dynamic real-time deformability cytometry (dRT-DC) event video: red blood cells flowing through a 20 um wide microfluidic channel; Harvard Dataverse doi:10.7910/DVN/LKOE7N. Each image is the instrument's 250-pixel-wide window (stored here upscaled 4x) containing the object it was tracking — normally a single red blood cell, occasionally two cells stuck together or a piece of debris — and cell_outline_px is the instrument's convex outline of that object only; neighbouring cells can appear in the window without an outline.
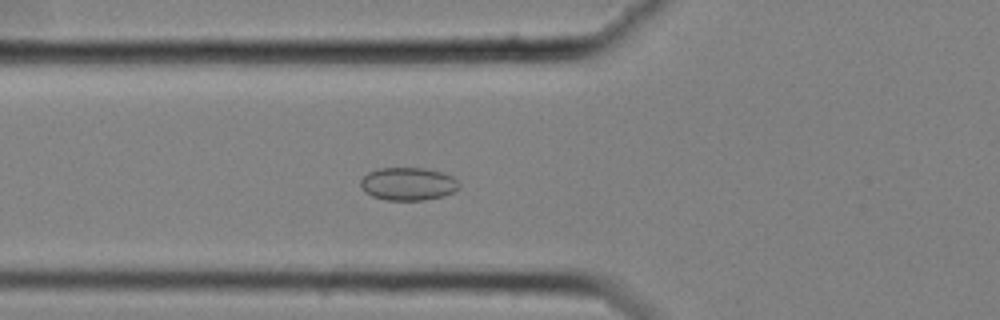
{"species": "common noctule bat (a hibernating species)", "species_latin": "Nyctalus noctula", "temperature_condition": "cold", "stored_images_in_passage": 58, "camera_frame_rate_fps": 3000, "um_per_image_px": 0.085, "animal": {"sex": "female", "body_mass_g": 25.1}, "frame": {"image": 1, "passage_image": 22, "time_ms": 7.0, "image_size_px": [1000, 320], "cell_outline_px": [[460, 188], [452, 192], [440, 196], [424, 200], [384, 200], [372, 196], [364, 192], [360, 184], [360, 180], [368, 172], [380, 168], [424, 168], [440, 172], [452, 176], [460, 184]], "centroid_in_image_um": [34.66, 15.63], "position_along_channel_um": 91.1, "area_um2": 18.84}}
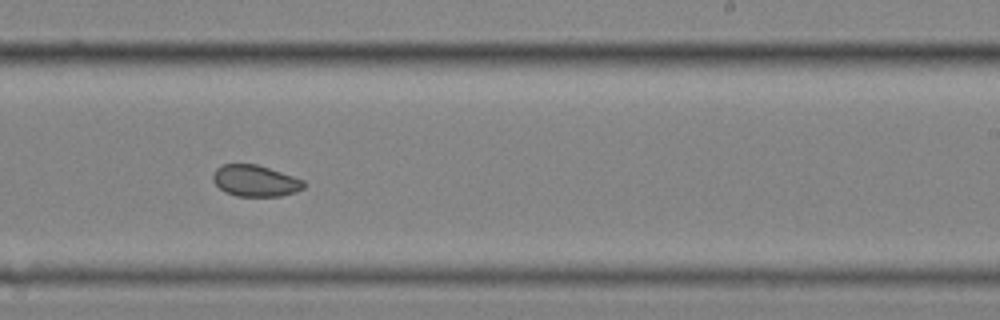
{"frame": {"image": 2, "passage_image": 37, "time_ms": 12.0, "image_size_px": [1000, 320], "cell_outline_px": [[308, 184], [304, 188], [296, 192], [280, 196], [236, 196], [224, 192], [212, 180], [212, 176], [216, 168], [224, 164], [256, 164], [304, 180]], "centroid_in_image_um": [21.7, 15.38], "position_along_channel_um": 267.3, "area_um2": 16.65}}
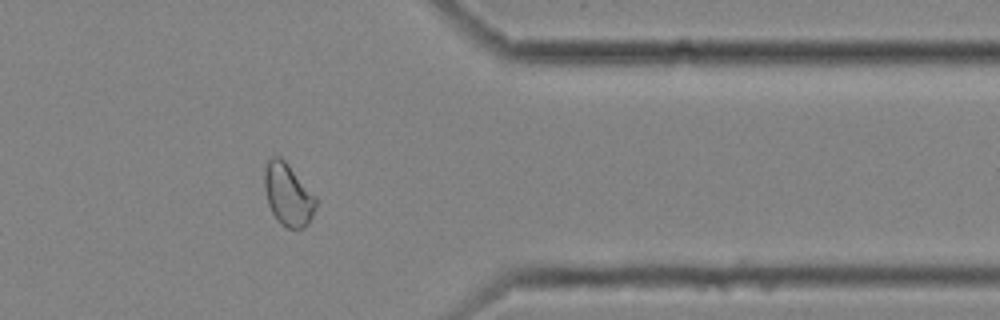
{"frame": {"image": 3, "passage_image": 48, "time_ms": 15.667, "image_size_px": [1000, 320], "cell_outline_px": [[316, 204], [312, 216], [308, 224], [304, 228], [288, 228], [280, 224], [276, 220], [268, 204], [264, 188], [264, 168], [268, 160], [272, 156], [280, 156], [288, 164], [316, 196]], "centroid_in_image_um": [24.46, 16.54], "position_along_channel_um": 386.9, "area_um2": 18.73}, "authors_computed_cell_mechanics": {"area_um2": 19.2185, "velocity_mm_per_s": 3.5224, "shape_relaxation_time_tau1_ms": null, "shape_relaxation_time_tau2_ms": 2.4701, "deformation_change_tau1": null, "deformation_change_tau2": 0.0557}}